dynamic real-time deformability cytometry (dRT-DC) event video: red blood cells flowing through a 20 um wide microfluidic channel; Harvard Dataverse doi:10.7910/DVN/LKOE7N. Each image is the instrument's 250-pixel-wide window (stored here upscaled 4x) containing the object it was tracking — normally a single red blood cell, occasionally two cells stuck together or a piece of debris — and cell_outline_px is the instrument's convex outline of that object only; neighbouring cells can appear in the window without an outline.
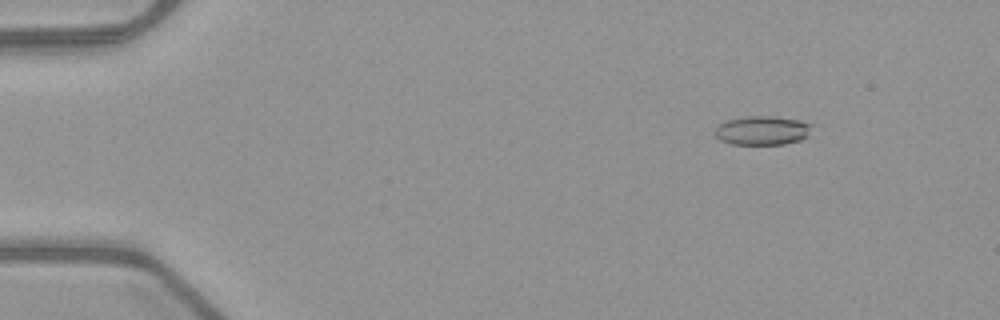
{"species": "common noctule bat (a hibernating species)", "species_latin": "Nyctalus noctula", "temperature_condition": "warm", "stored_images_in_passage": 53, "camera_frame_rate_fps": 3000, "um_per_image_px": 0.085, "animal": {"sex": "female", "body_mass_g": 21.9}, "frame": {"image": 1, "passage_image": 7, "time_ms": 2.0, "image_size_px": [1000, 320], "cell_outline_px": [[812, 124], [808, 136], [800, 140], [784, 144], [732, 144], [720, 140], [712, 132], [716, 124], [728, 120], [748, 116], [772, 116], [800, 120]], "centroid_in_image_um": [64.76, 11.08], "position_along_channel_um": 20.2, "area_um2": 16.53}}
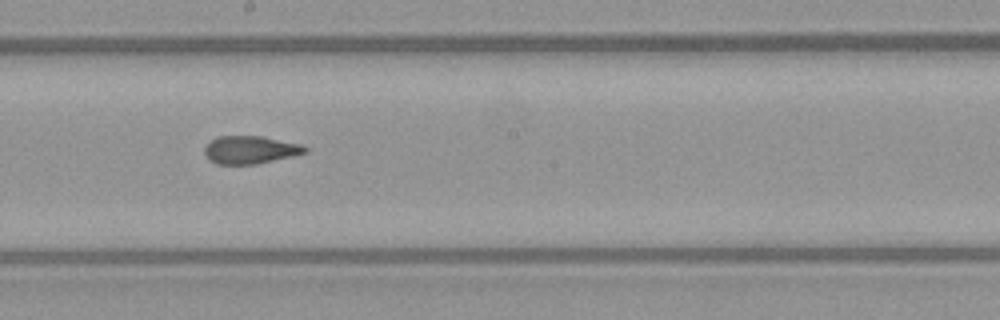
{"frame": {"image": 2, "passage_image": 30, "time_ms": 9.667, "image_size_px": [1000, 320], "cell_outline_px": [[308, 152], [292, 156], [256, 164], [216, 164], [208, 160], [204, 152], [204, 148], [216, 136], [260, 136], [300, 144], [308, 148]], "centroid_in_image_um": [21.25, 12.74], "position_along_channel_um": 227.0, "area_um2": 16.24}}
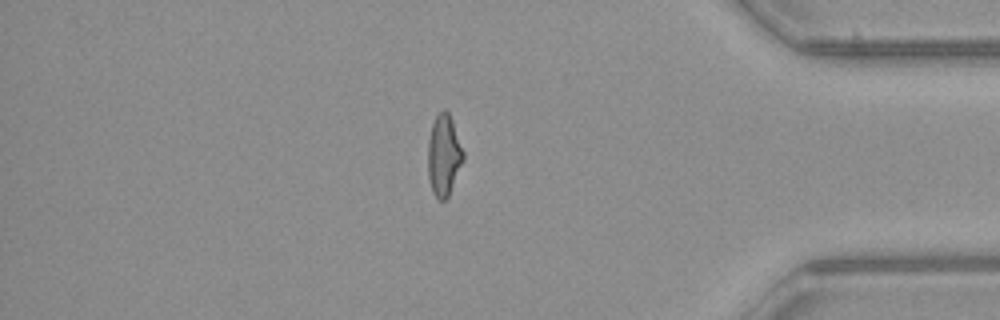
{"frame": {"image": 3, "passage_image": 45, "time_ms": 14.667, "image_size_px": [1000, 320], "cell_outline_px": [[464, 160], [448, 196], [444, 200], [440, 200], [432, 192], [428, 176], [428, 140], [432, 124], [436, 116], [444, 108], [448, 112], [452, 120], [464, 152]], "centroid_in_image_um": [37.72, 13.2], "position_along_channel_um": 397.5, "area_um2": 16.65}, "authors_computed_cell_mechanics": {"area_um2": 16.8776, "velocity_mm_per_s": 4.015, "shape_relaxation_time_tau1_ms": 7.9961, "shape_relaxation_time_tau2_ms": 1.4869, "deformation_change_tau1": 0.2125, "deformation_change_tau2": 0.0956}}